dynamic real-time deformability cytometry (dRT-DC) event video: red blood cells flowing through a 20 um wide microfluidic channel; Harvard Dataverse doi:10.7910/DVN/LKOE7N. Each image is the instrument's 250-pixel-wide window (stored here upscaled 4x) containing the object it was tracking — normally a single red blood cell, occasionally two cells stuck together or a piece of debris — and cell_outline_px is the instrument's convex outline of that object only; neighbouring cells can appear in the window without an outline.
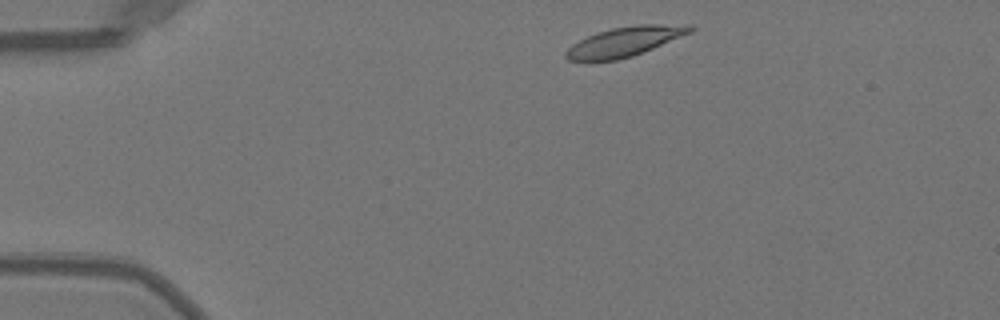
{"species": "Egyptian fruit bat (a non-hibernating species)", "species_latin": "Rousettus aegyptiacus", "temperature_condition": "warm", "stored_images_in_passage": 44, "camera_frame_rate_fps": 3000, "um_per_image_px": 0.085, "animal": {"sex": "female"}, "frame": {"image": 1, "passage_image": 2, "time_ms": 0.333, "image_size_px": [1000, 320], "cell_outline_px": [[696, 28], [692, 32], [632, 56], [616, 60], [568, 60], [564, 56], [564, 52], [572, 44], [596, 32], [612, 28], [640, 24], [692, 24]], "centroid_in_image_um": [53.13, 3.51], "position_along_channel_um": 31.9, "area_um2": 21.27}}
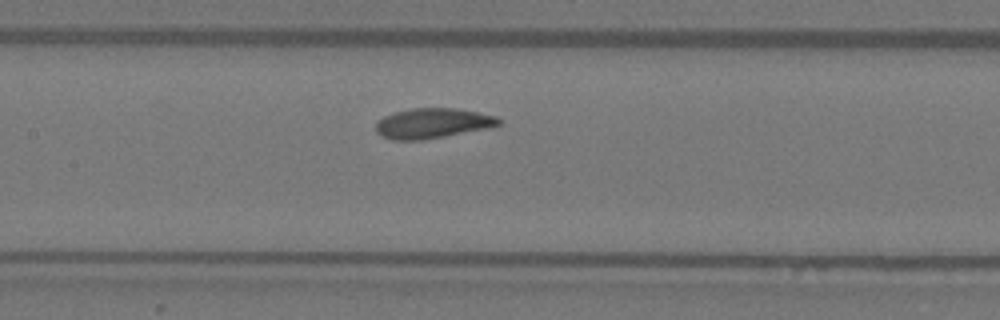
{"frame": {"image": 2, "passage_image": 17, "time_ms": 5.333, "image_size_px": [1000, 320], "cell_outline_px": [[500, 124], [492, 128], [420, 140], [392, 140], [380, 136], [376, 132], [376, 124], [384, 116], [396, 112], [412, 108], [456, 108], [496, 116], [500, 120]], "centroid_in_image_um": [36.77, 10.48], "position_along_channel_um": 170.6, "area_um2": 21.5}}
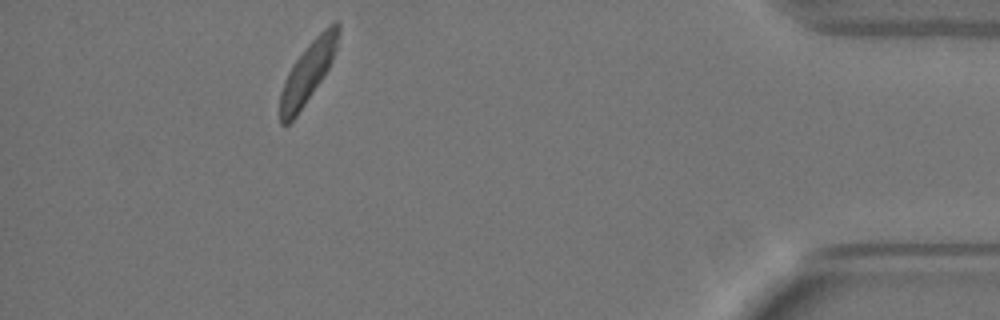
{"frame": {"image": 3, "passage_image": 39, "time_ms": 12.667, "image_size_px": [1000, 320], "cell_outline_px": [[340, 32], [336, 48], [332, 60], [324, 76], [296, 116], [288, 124], [280, 124], [280, 92], [284, 80], [292, 64], [308, 44], [328, 24], [336, 20], [340, 24]], "centroid_in_image_um": [26.17, 6.11], "position_along_channel_um": 409.0, "area_um2": 20.46}, "authors_computed_cell_mechanics": {"area_um2": 21.5883, "velocity_mm_per_s": 3.9475, "shape_relaxation_time_tau1_ms": 2.0927, "shape_relaxation_time_tau2_ms": 2.7922, "deformation_change_tau1": 0.1262, "deformation_change_tau2": 0.0862}}